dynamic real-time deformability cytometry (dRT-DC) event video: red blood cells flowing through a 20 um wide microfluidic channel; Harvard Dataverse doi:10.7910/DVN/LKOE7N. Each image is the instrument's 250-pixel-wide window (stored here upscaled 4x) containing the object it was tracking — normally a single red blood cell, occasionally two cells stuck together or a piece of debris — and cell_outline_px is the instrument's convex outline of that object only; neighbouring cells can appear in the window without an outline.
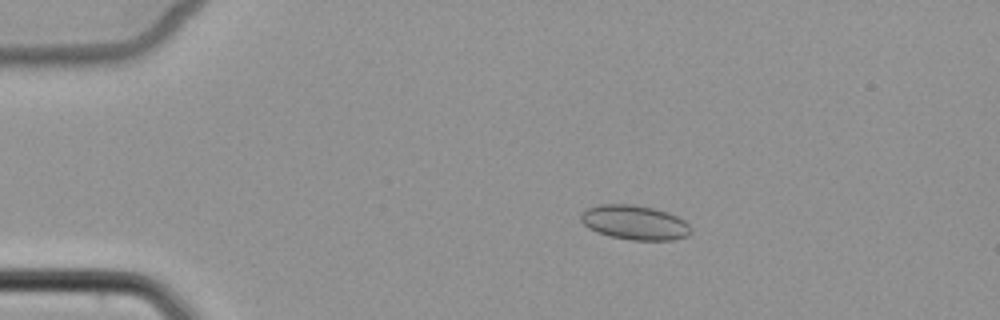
{"species": "common noctule bat (a hibernating species)", "species_latin": "Nyctalus noctula", "temperature_condition": "cold", "stored_images_in_passage": 7, "camera_frame_rate_fps": 3000, "um_per_image_px": 0.085, "animal": {"sex": "female", "body_mass_g": 22.7, "forearm_length_mm": 54.2}, "frame": {"image": 1, "passage_image": 4, "time_ms": 3.333, "image_size_px": [1000, 320], "cell_outline_px": [[692, 232], [688, 236], [672, 240], [632, 240], [608, 236], [596, 232], [588, 228], [580, 220], [580, 212], [584, 208], [596, 204], [632, 204], [652, 208], [668, 212], [684, 220], [692, 228]], "centroid_in_image_um": [53.91, 18.91], "position_along_channel_um": 31.1, "area_um2": 22.48}}
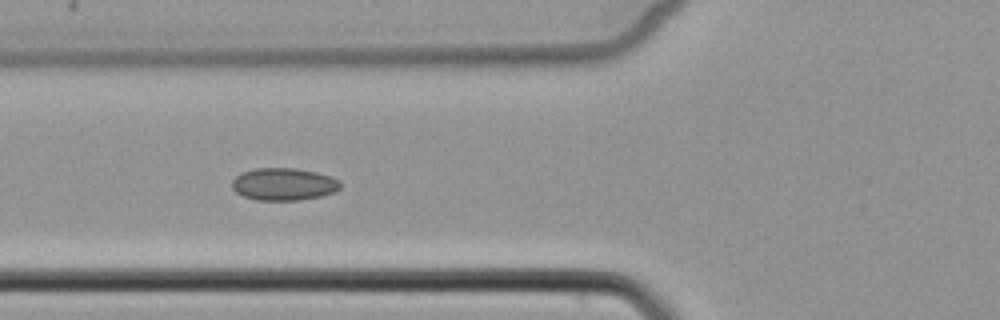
{"frame": {"image": 2, "passage_image": 6, "time_ms": 6.667, "image_size_px": [1000, 320], "cell_outline_px": [[340, 188], [332, 192], [320, 196], [300, 200], [256, 200], [244, 196], [236, 192], [232, 188], [232, 180], [240, 172], [256, 168], [296, 168], [316, 172], [332, 176], [340, 180]], "centroid_in_image_um": [24.1, 15.64], "position_along_channel_um": 101.7, "area_um2": 20.52}}
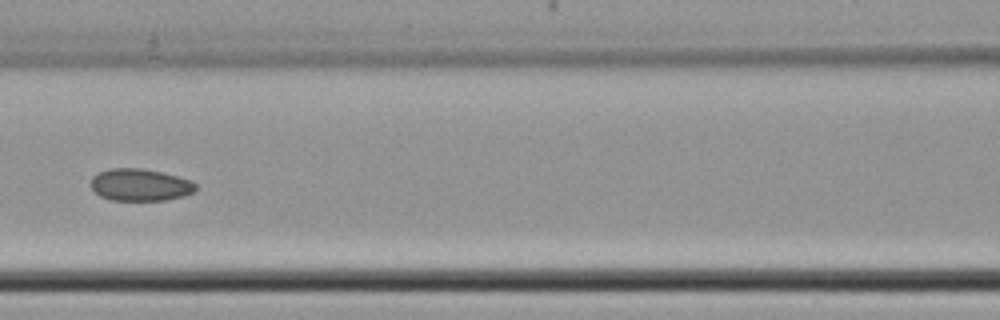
{"frame": {"image": 3, "passage_image": 7, "time_ms": 8.0, "image_size_px": [1000, 320], "cell_outline_px": [[196, 188], [192, 192], [184, 196], [164, 200], [108, 200], [100, 196], [92, 188], [92, 176], [108, 168], [140, 168], [160, 172], [192, 180], [196, 184]], "centroid_in_image_um": [11.9, 15.71], "position_along_channel_um": 154.7, "area_um2": 19.54}}